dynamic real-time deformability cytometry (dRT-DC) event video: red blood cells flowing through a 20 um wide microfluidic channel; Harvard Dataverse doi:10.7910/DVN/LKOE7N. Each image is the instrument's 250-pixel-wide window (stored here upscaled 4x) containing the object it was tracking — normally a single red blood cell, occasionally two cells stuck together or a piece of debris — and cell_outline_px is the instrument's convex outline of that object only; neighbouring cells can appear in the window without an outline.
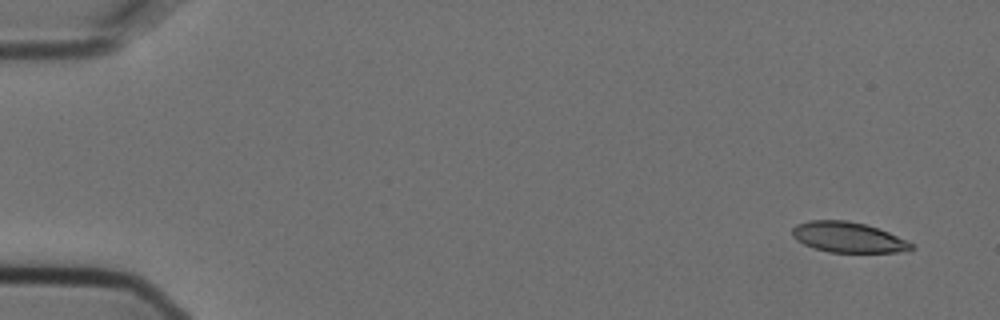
{"species": "Egyptian fruit bat (a non-hibernating species)", "species_latin": "Rousettus aegyptiacus", "temperature_condition": "cold", "stored_images_in_passage": 4, "camera_frame_rate_fps": 3000, "um_per_image_px": 0.085, "animal": {"sex": "female"}, "frame": {"image": 1, "passage_image": 1, "time_ms": 0.0, "image_size_px": [1000, 320], "cell_outline_px": [[916, 248], [908, 252], [828, 252], [804, 244], [796, 240], [792, 236], [792, 228], [796, 224], [808, 220], [848, 220], [864, 224], [888, 232], [908, 240]], "centroid_in_image_um": [72.11, 20.17], "position_along_channel_um": 12.9, "area_um2": 21.21}}